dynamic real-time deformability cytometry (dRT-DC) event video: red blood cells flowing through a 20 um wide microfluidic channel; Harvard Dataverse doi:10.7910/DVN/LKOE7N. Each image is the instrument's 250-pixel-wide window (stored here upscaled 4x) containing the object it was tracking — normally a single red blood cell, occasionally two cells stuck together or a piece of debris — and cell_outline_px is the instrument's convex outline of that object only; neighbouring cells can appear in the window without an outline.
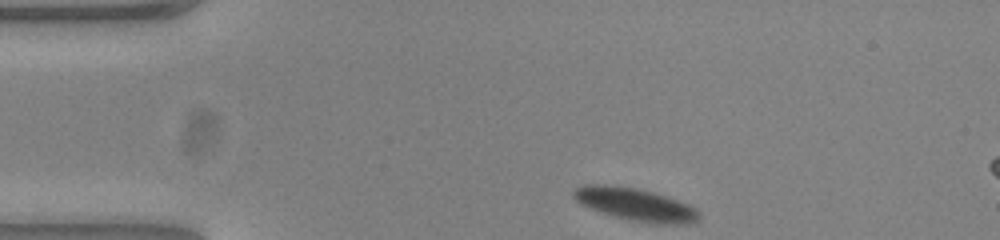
{"species": "common noctule bat (a hibernating species)", "species_latin": "Nyctalus noctula", "temperature_condition": "warm", "stored_images_in_passage": 6, "camera_frame_rate_fps": 3000, "um_per_image_px": 0.085, "animal": {"sex": "female", "body_mass_g": 23.0, "forearm_length_mm": 53.4}, "frame": {"image": 1, "passage_image": 1, "time_ms": 0.0, "image_size_px": [1000, 240], "cell_outline_px": [[700, 220], [696, 224], [652, 224], [628, 220], [612, 216], [600, 212], [580, 204], [572, 196], [572, 192], [576, 188], [584, 184], [604, 184], [636, 188], [652, 192], [688, 204], [696, 208], [700, 212]], "centroid_in_image_um": [54.03, 17.4], "position_along_channel_um": 31.0, "area_um2": 24.22}}